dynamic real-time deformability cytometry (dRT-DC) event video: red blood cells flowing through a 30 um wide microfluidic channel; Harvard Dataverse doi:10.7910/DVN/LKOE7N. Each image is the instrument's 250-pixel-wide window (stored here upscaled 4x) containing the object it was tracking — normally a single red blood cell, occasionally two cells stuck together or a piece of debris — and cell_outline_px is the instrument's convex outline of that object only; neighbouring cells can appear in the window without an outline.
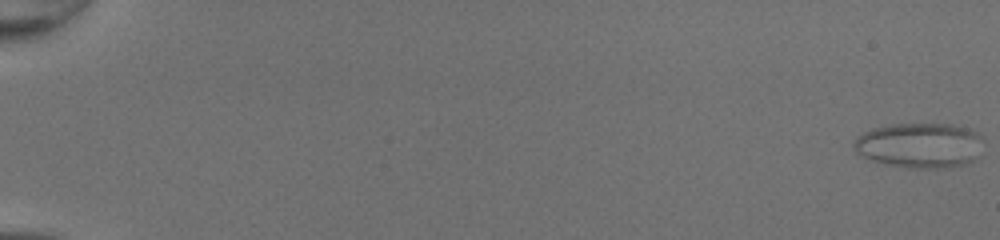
{"species": "common noctule bat (a hibernating species)", "species_latin": "Nyctalus noctula", "temperature_condition": "room temperature", "stored_images_in_passage": 51, "camera_frame_rate_fps": 3000, "um_per_image_px": 0.085, "animal": {"sex": "female", "body_mass_g": 20.0, "forearm_length_mm": 54.0}, "frame": {"image": 1, "passage_image": 1, "time_ms": 0.0, "image_size_px": [1000, 240], "cell_outline_px": [[984, 140], [980, 156], [964, 164], [948, 168], [908, 168], [884, 164], [872, 160], [856, 152], [852, 144], [856, 136], [872, 128], [892, 124], [952, 124], [972, 128]], "centroid_in_image_um": [78.2, 12.35], "position_along_channel_um": 6.8, "area_um2": 34.56}}
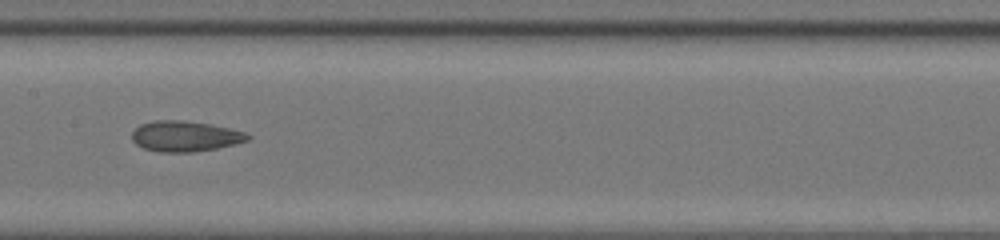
{"frame": {"image": 2, "passage_image": 29, "time_ms": 9.333, "image_size_px": [1000, 240], "cell_outline_px": [[252, 136], [248, 140], [236, 144], [216, 148], [192, 152], [160, 152], [144, 148], [136, 144], [132, 140], [132, 132], [140, 124], [156, 120], [184, 120], [208, 124], [228, 128], [244, 132]], "centroid_in_image_um": [15.72, 11.58], "position_along_channel_um": 191.7, "area_um2": 20.52}}
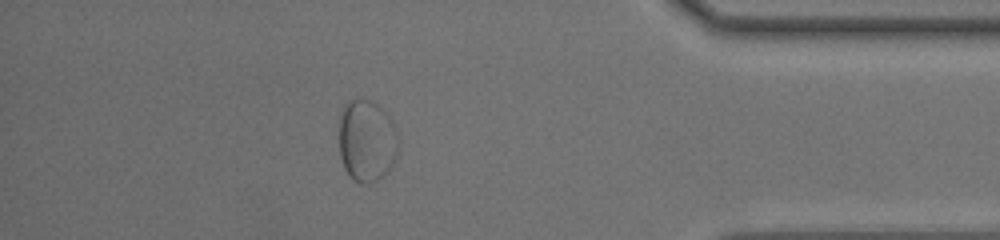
{"frame": {"image": 3, "passage_image": 46, "time_ms": 15.0, "image_size_px": [1000, 240], "cell_outline_px": [[400, 148], [392, 168], [384, 176], [376, 180], [364, 184], [360, 184], [352, 180], [348, 176], [344, 168], [340, 156], [340, 112], [344, 104], [348, 100], [368, 100], [376, 104], [392, 120], [400, 136]], "centroid_in_image_um": [31.21, 12.0], "position_along_channel_um": 404.0, "area_um2": 29.02}}